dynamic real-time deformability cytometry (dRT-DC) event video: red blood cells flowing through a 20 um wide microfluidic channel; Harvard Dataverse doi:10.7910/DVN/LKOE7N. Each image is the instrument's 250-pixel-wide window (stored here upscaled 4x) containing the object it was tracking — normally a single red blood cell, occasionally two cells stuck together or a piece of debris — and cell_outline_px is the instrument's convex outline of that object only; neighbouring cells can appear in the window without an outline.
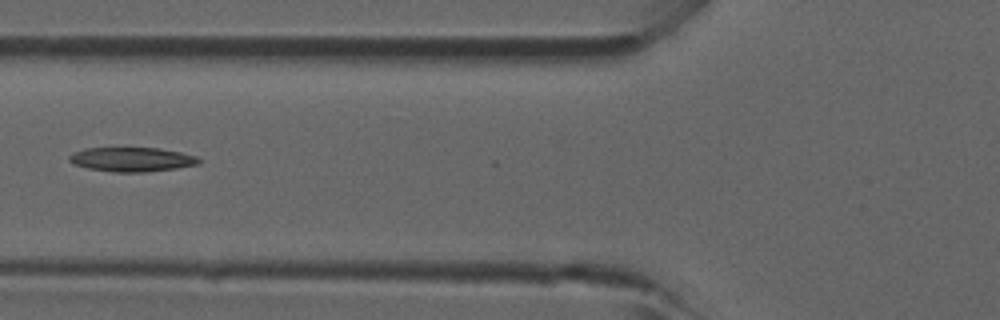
{"species": "common noctule bat (a hibernating species)", "species_latin": "Nyctalus noctula", "temperature_condition": "room temperature", "stored_images_in_passage": 7, "camera_frame_rate_fps": 3000, "um_per_image_px": 0.085, "animal": {"sex": "male", "forearm_length_mm": 52.5}, "frame": {"image": 1, "passage_image": 4, "time_ms": 1.0, "image_size_px": [1000, 320], "cell_outline_px": [[200, 164], [176, 168], [144, 172], [116, 172], [88, 168], [76, 164], [68, 160], [68, 156], [84, 148], [156, 148], [180, 152], [196, 156], [200, 160]], "centroid_in_image_um": [11.22, 13.55], "position_along_channel_um": 114.6, "area_um2": 18.09}}
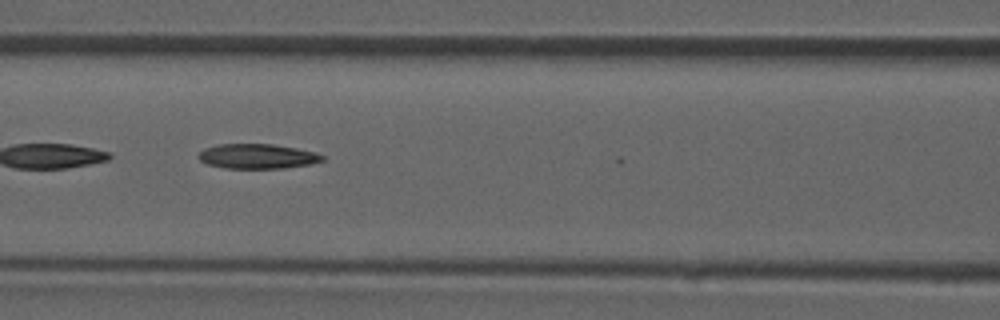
{"frame": {"image": 2, "passage_image": 6, "time_ms": 1.667, "image_size_px": [1000, 320], "cell_outline_px": [[324, 160], [308, 164], [284, 168], [224, 168], [208, 164], [200, 160], [196, 156], [204, 148], [216, 144], [272, 144], [296, 148], [316, 152], [324, 156]], "centroid_in_image_um": [21.85, 13.28], "position_along_channel_um": 144.8, "area_um2": 17.86}}